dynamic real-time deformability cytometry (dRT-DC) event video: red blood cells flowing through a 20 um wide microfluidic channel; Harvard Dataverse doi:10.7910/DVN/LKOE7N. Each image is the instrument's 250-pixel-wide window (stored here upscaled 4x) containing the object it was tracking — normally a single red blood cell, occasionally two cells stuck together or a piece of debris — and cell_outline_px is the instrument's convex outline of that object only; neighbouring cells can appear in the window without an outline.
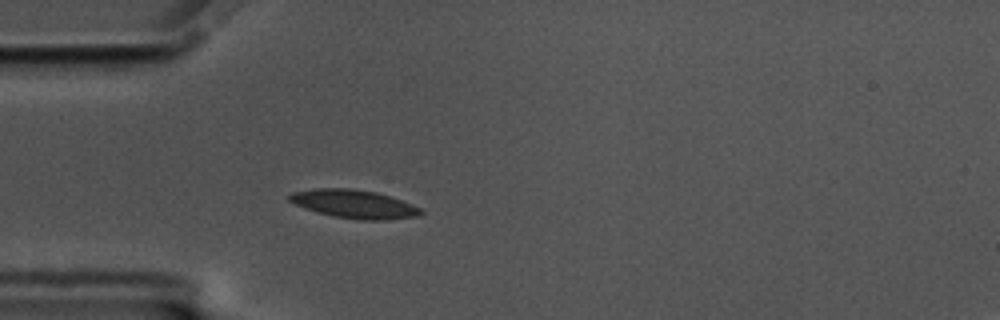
{"species": "common noctule bat (a hibernating species)", "species_latin": "Nyctalus noctula", "temperature_condition": "cold", "stored_images_in_passage": 42, "camera_frame_rate_fps": 3000, "um_per_image_px": 0.085, "animal": {"sex": "male", "body_mass_g": 17.5, "forearm_length_mm": 52.3}, "frame": {"image": 1, "passage_image": 1, "time_ms": 0.0, "image_size_px": [1000, 320], "cell_outline_px": [[424, 212], [420, 216], [384, 220], [360, 220], [332, 216], [316, 212], [304, 208], [288, 200], [288, 196], [292, 192], [316, 188], [352, 188], [376, 192], [412, 204], [420, 208]], "centroid_in_image_um": [30.09, 17.34], "position_along_channel_um": 54.9, "area_um2": 21.79}}
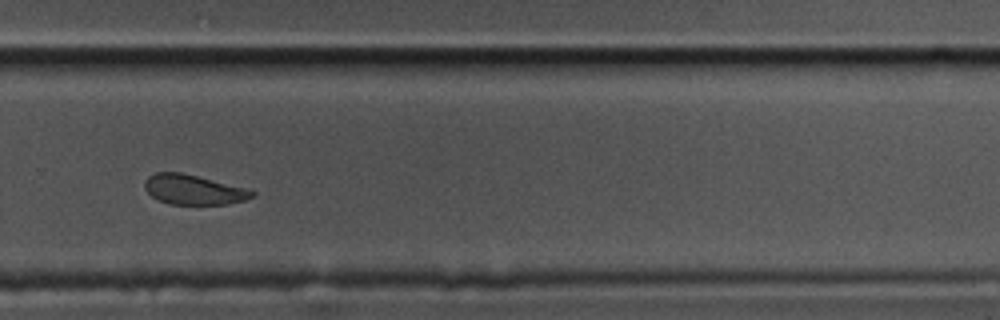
{"frame": {"image": 2, "passage_image": 24, "time_ms": 7.667, "image_size_px": [1000, 320], "cell_outline_px": [[256, 196], [244, 200], [228, 204], [168, 204], [156, 200], [144, 188], [144, 180], [148, 176], [156, 172], [180, 172], [244, 188], [256, 192]], "centroid_in_image_um": [16.4, 16.13], "position_along_channel_um": 313.4, "area_um2": 18.55}}
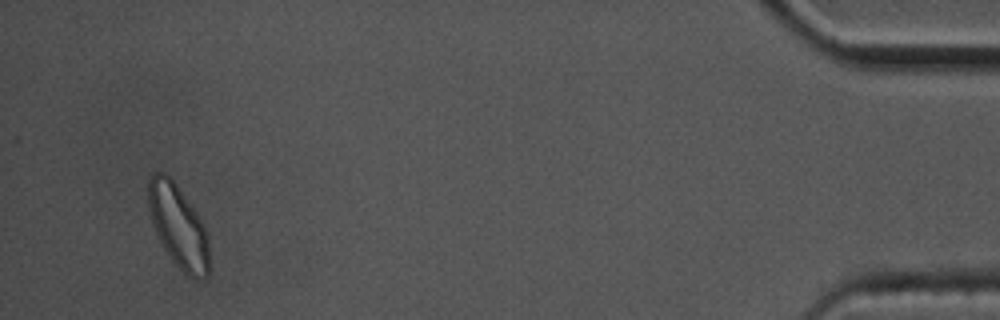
{"frame": {"image": 3, "passage_image": 40, "time_ms": 13.0, "image_size_px": [1000, 320], "cell_outline_px": [[208, 276], [204, 280], [188, 276], [172, 260], [164, 248], [152, 224], [148, 208], [148, 176], [152, 172], [164, 172], [172, 176], [196, 212], [208, 236]], "centroid_in_image_um": [15.12, 19.17], "position_along_channel_um": 420.1, "area_um2": 29.48}, "authors_computed_cell_mechanics": {"area_um2": 20.7502, "velocity_mm_per_s": 3.4516, "shape_relaxation_time_tau1_ms": 2.9432, "shape_relaxation_time_tau2_ms": 4.2638, "deformation_change_tau1": 0.0857, "deformation_change_tau2": 0.0939}}